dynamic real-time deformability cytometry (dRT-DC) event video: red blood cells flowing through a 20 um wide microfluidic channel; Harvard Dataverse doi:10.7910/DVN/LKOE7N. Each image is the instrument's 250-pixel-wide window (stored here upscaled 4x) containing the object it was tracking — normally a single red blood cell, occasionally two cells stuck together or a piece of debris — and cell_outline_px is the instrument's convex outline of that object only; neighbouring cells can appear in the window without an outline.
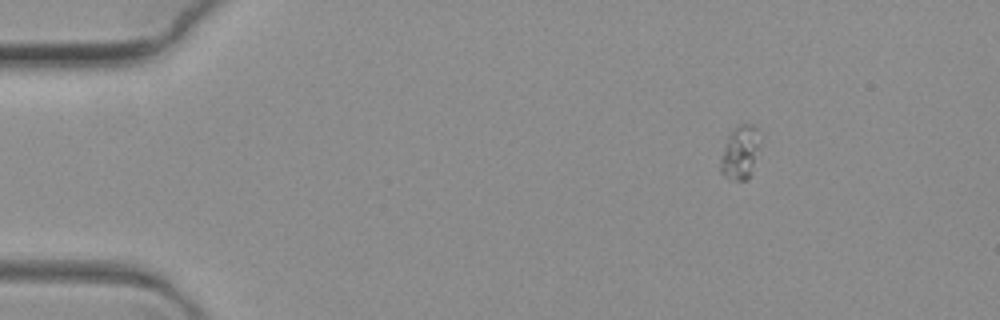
{"species": "common noctule bat (a hibernating species)", "species_latin": "Nyctalus noctula", "temperature_condition": "warm", "stored_images_in_passage": 9, "camera_frame_rate_fps": 3000, "um_per_image_px": 0.085, "animal": {"sex": "female", "body_mass_g": 19.3, "forearm_length_mm": 54.1}, "frame": {"image": 1, "passage_image": 1, "time_ms": 0.0, "image_size_px": [1000, 320], "cell_outline_px": [[760, 144], [748, 176], [744, 180], [728, 180], [720, 172], [720, 156], [728, 136], [740, 124], [752, 124], [760, 128]], "centroid_in_image_um": [62.9, 12.93], "position_along_channel_um": 22.1, "area_um2": 12.25}}
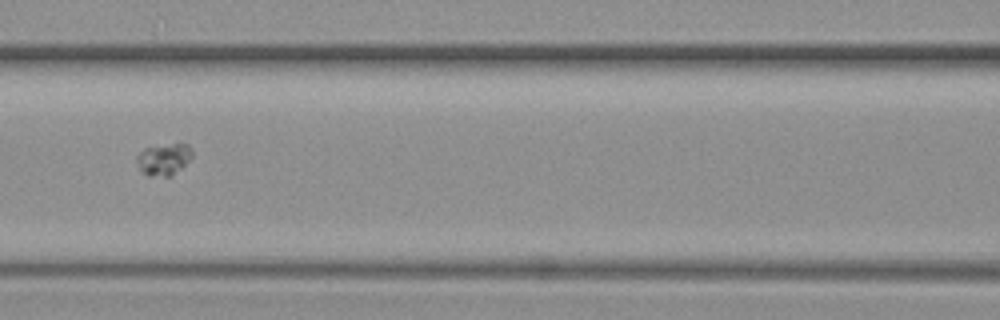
{"frame": {"image": 2, "passage_image": 7, "time_ms": 2.0, "image_size_px": [1000, 320], "cell_outline_px": [[192, 160], [172, 176], [148, 176], [140, 172], [136, 160], [136, 156], [144, 148], [176, 144], [188, 144], [192, 148]], "centroid_in_image_um": [13.94, 13.57], "position_along_channel_um": 152.7, "area_um2": 10.4}}
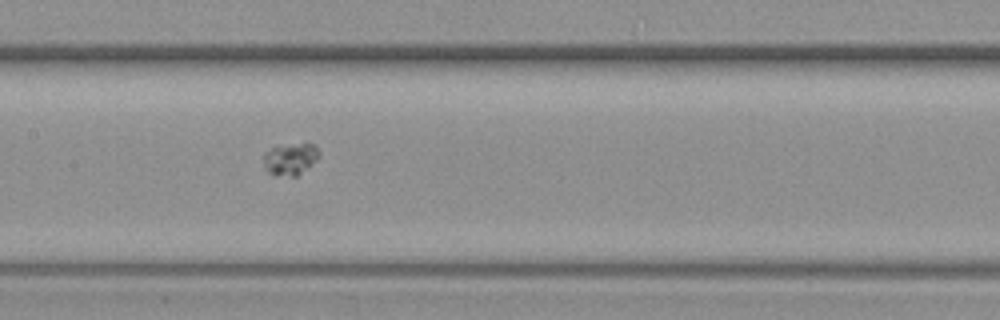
{"frame": {"image": 3, "passage_image": 8, "time_ms": 2.333, "image_size_px": [1000, 320], "cell_outline_px": [[320, 156], [308, 168], [296, 176], [276, 176], [268, 172], [264, 168], [264, 152], [272, 148], [300, 144], [316, 144], [320, 152]], "centroid_in_image_um": [24.69, 13.54], "position_along_channel_um": 182.7, "area_um2": 10.23}}